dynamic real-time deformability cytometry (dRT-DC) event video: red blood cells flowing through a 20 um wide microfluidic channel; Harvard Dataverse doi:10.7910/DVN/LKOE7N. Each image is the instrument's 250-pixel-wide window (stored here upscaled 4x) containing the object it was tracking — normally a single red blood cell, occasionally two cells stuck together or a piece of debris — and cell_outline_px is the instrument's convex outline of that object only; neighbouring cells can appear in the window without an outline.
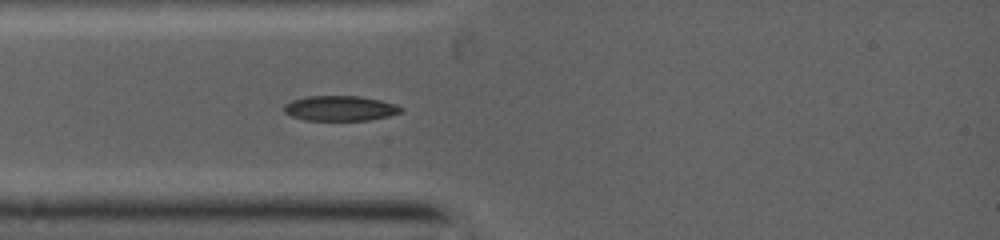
{"species": "common noctule bat (a hibernating species)", "species_latin": "Nyctalus noctula", "temperature_condition": "warm", "stored_images_in_passage": 4, "camera_frame_rate_fps": 5000, "um_per_image_px": 0.085, "animal": {"sex": "female", "body_mass_g": 19.0, "forearm_length_mm": 53.3}, "frame": {"image": 1, "passage_image": 4, "time_ms": 2.4, "image_size_px": [1000, 240], "cell_outline_px": [[404, 108], [400, 112], [388, 116], [368, 120], [304, 120], [292, 116], [284, 112], [284, 104], [292, 100], [308, 96], [356, 96], [380, 100], [396, 104]], "centroid_in_image_um": [28.89, 9.2], "position_along_channel_um": 56.1, "area_um2": 16.99}}